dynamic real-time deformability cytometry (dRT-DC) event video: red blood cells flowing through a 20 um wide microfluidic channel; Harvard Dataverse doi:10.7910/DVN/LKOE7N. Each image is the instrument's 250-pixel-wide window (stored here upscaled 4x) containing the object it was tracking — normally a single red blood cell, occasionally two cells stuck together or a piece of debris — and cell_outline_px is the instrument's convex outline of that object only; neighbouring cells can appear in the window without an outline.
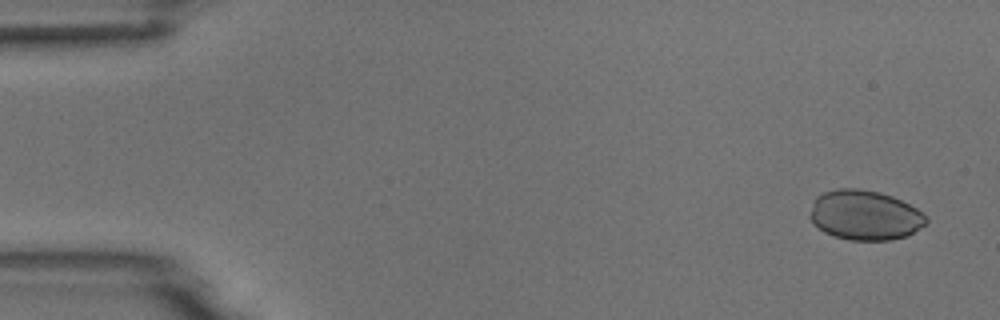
{"species": "common noctule bat (a hibernating species)", "species_latin": "Nyctalus noctula", "temperature_condition": "room temperature", "stored_images_in_passage": 8, "camera_frame_rate_fps": 3000, "um_per_image_px": 0.085, "animal": {"sex": "male", "body_mass_g": 18.8}, "frame": {"image": 1, "passage_image": 1, "time_ms": 0.0, "image_size_px": [1000, 320], "cell_outline_px": [[928, 220], [920, 228], [908, 236], [892, 240], [848, 240], [832, 236], [824, 232], [812, 224], [808, 216], [812, 200], [816, 196], [824, 192], [836, 188], [856, 188], [880, 192], [892, 196], [916, 208]], "centroid_in_image_um": [73.44, 18.29], "position_along_channel_um": 11.6, "area_um2": 34.1}}